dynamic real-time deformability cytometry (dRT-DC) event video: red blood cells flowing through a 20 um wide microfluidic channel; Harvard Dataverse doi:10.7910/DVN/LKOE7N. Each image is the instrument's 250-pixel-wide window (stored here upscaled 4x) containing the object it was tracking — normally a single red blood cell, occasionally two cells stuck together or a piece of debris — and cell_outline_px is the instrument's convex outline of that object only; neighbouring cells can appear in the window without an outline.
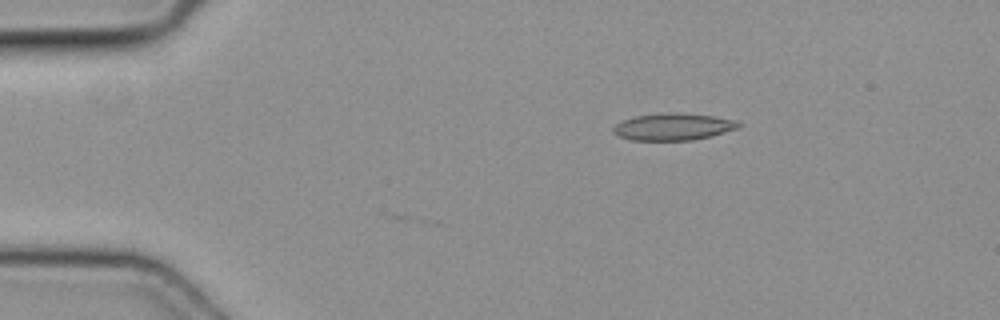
{"species": "common noctule bat (a hibernating species)", "species_latin": "Nyctalus noctula", "temperature_condition": "cold", "stored_images_in_passage": 9, "camera_frame_rate_fps": 3000, "um_per_image_px": 0.085, "animal": {"sex": "female", "body_mass_g": 19.3, "forearm_length_mm": 54.1}, "frame": {"image": 1, "passage_image": 9, "time_ms": 2.667, "image_size_px": [1000, 320], "cell_outline_px": [[740, 124], [736, 128], [724, 132], [692, 140], [632, 140], [616, 136], [612, 132], [612, 128], [620, 120], [636, 116], [668, 112], [676, 112], [712, 116], [736, 120]], "centroid_in_image_um": [57.13, 10.77], "position_along_channel_um": 27.9, "area_um2": 19.59}}